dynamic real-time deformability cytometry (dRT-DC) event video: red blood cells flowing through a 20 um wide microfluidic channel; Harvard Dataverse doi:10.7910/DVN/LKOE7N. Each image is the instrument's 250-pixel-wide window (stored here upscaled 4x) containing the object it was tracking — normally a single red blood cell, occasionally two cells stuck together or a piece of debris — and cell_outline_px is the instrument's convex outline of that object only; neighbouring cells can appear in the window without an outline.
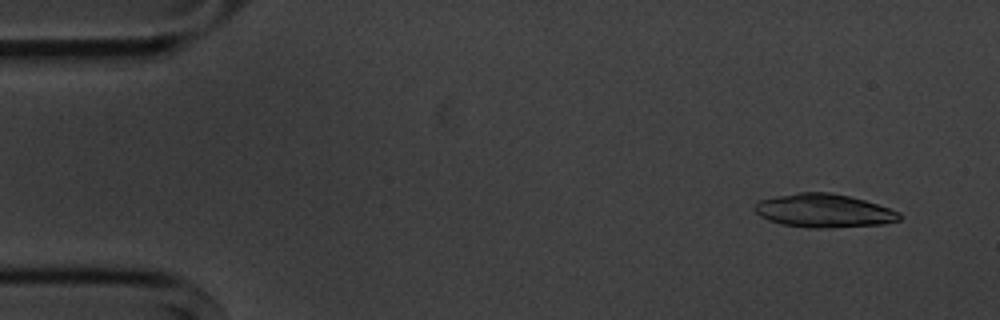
{"species": "common noctule bat (a hibernating species)", "species_latin": "Nyctalus noctula", "temperature_condition": "cold", "stored_images_in_passage": 10, "camera_frame_rate_fps": 3000, "um_per_image_px": 0.085, "animal": {"sex": "male", "body_mass_g": 20.1, "forearm_length_mm": 53.5}, "frame": {"image": 1, "passage_image": 1, "time_ms": 0.0, "image_size_px": [1000, 320], "cell_outline_px": [[900, 220], [884, 224], [828, 228], [808, 228], [784, 224], [768, 220], [760, 216], [756, 212], [756, 204], [760, 200], [776, 196], [800, 192], [828, 192], [848, 196], [864, 200], [900, 212]], "centroid_in_image_um": [70.04, 17.92], "position_along_channel_um": 15.0, "area_um2": 27.98}}
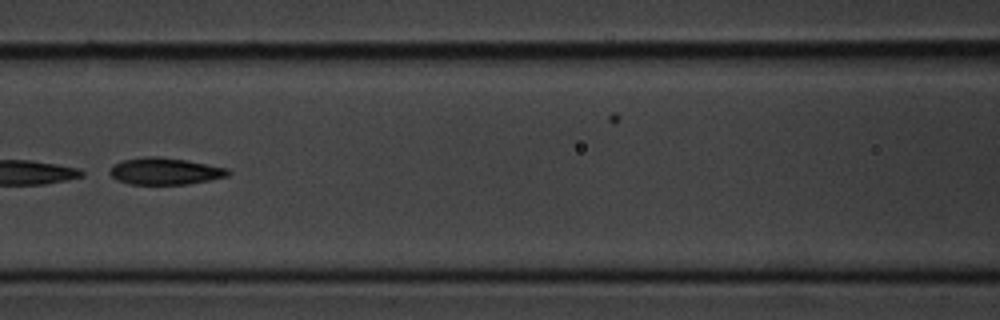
{"frame": {"image": 2, "passage_image": 7, "time_ms": 6.667, "image_size_px": [1000, 320], "cell_outline_px": [[232, 172], [228, 176], [188, 184], [132, 184], [116, 180], [108, 172], [112, 164], [124, 160], [144, 156], [160, 156], [184, 160], [228, 168]], "centroid_in_image_um": [14.0, 14.55], "position_along_channel_um": 152.6, "area_um2": 18.5}}
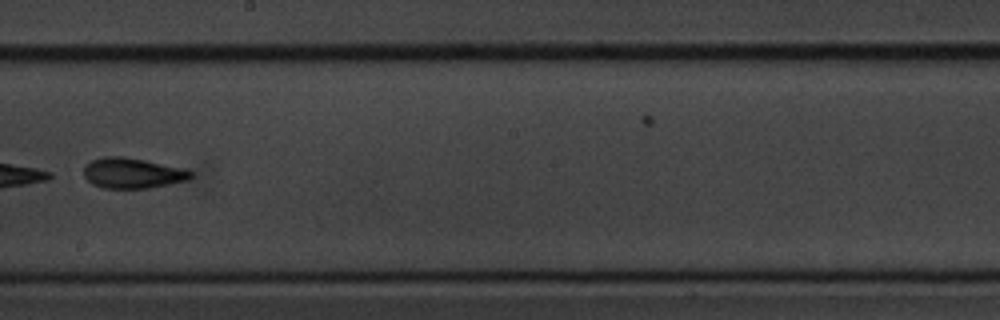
{"frame": {"image": 3, "passage_image": 9, "time_ms": 9.0, "image_size_px": [1000, 320], "cell_outline_px": [[192, 176], [188, 180], [148, 188], [104, 188], [92, 184], [84, 176], [84, 164], [92, 160], [104, 156], [124, 156], [184, 168], [192, 172]], "centroid_in_image_um": [11.24, 14.7], "position_along_channel_um": 237.0, "area_um2": 18.96}}